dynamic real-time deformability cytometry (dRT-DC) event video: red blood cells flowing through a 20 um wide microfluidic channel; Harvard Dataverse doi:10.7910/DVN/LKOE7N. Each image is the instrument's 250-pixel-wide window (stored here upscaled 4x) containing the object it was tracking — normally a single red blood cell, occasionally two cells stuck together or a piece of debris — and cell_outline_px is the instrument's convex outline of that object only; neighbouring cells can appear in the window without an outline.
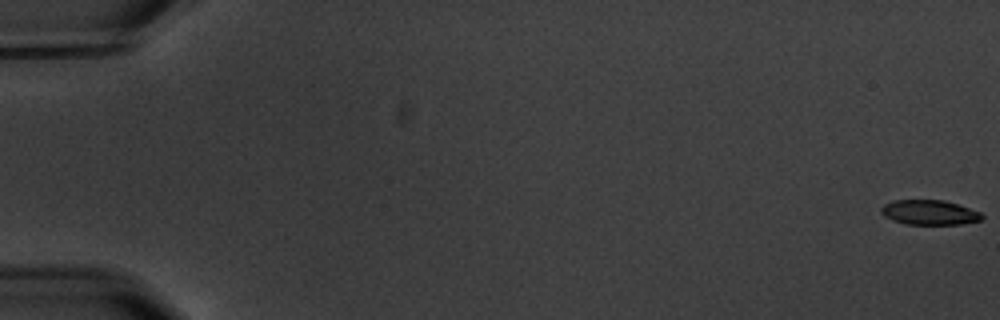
{"species": "common noctule bat (a hibernating species)", "species_latin": "Nyctalus noctula", "temperature_condition": "warm", "stored_images_in_passage": 7, "camera_frame_rate_fps": 3000, "um_per_image_px": 0.085, "animal": {"sex": "male", "body_mass_g": 20.1, "forearm_length_mm": 53.5}, "frame": {"image": 1, "passage_image": 1, "time_ms": 0.0, "image_size_px": [1000, 320], "cell_outline_px": [[984, 216], [980, 220], [960, 224], [904, 224], [892, 220], [884, 216], [880, 212], [880, 208], [884, 204], [892, 200], [944, 200], [980, 212]], "centroid_in_image_um": [78.94, 18.05], "position_along_channel_um": 6.1, "area_um2": 14.51}}